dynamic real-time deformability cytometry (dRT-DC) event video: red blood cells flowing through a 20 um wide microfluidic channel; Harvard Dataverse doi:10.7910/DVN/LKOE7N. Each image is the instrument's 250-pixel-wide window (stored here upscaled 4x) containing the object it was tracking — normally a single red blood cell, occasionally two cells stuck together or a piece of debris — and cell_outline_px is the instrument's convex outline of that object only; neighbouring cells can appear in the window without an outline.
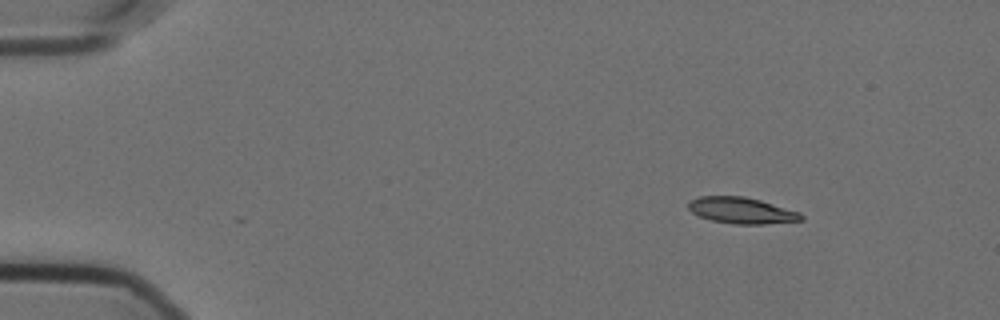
{"species": "Egyptian fruit bat (a non-hibernating species)", "species_latin": "Rousettus aegyptiacus", "temperature_condition": "cold", "stored_images_in_passage": 2, "camera_frame_rate_fps": 3000, "um_per_image_px": 0.085, "animal": {"sex": "female"}, "frame": {"image": 1, "passage_image": 1, "time_ms": 0.0, "image_size_px": [1000, 320], "cell_outline_px": [[804, 220], [764, 224], [736, 224], [712, 220], [700, 216], [692, 212], [688, 208], [688, 204], [692, 200], [700, 196], [744, 196], [760, 200], [800, 212], [804, 216]], "centroid_in_image_um": [63.07, 17.89], "position_along_channel_um": 21.9, "area_um2": 17.11}}